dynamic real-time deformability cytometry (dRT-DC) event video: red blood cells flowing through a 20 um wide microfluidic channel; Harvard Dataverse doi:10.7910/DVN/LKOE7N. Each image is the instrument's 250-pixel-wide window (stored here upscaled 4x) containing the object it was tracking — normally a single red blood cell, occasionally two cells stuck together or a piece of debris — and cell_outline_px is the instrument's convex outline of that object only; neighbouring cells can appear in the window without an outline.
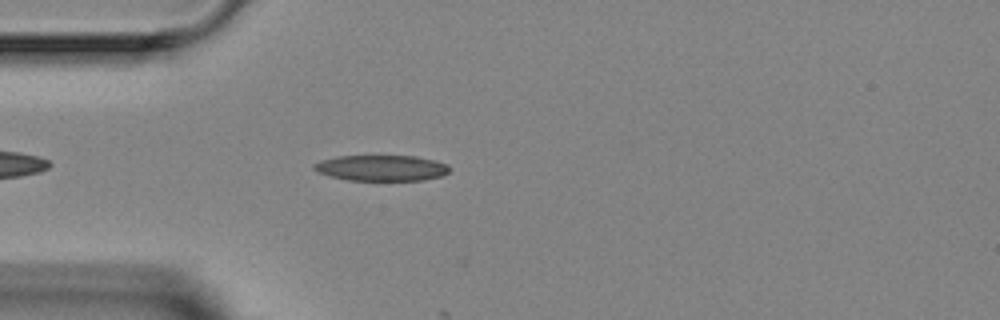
{"species": "Egyptian fruit bat (a non-hibernating species)", "species_latin": "Rousettus aegyptiacus", "temperature_condition": "room temperature", "stored_images_in_passage": 3, "camera_frame_rate_fps": 3000, "um_per_image_px": 0.085, "animal": {"sex": "female"}, "frame": {"image": 1, "passage_image": 3, "time_ms": 2.333, "image_size_px": [1000, 320], "cell_outline_px": [[448, 172], [440, 176], [424, 180], [348, 180], [328, 176], [316, 172], [312, 168], [312, 164], [320, 160], [336, 156], [416, 156], [448, 164]], "centroid_in_image_um": [32.34, 14.28], "position_along_channel_um": 52.7, "area_um2": 20.4}}